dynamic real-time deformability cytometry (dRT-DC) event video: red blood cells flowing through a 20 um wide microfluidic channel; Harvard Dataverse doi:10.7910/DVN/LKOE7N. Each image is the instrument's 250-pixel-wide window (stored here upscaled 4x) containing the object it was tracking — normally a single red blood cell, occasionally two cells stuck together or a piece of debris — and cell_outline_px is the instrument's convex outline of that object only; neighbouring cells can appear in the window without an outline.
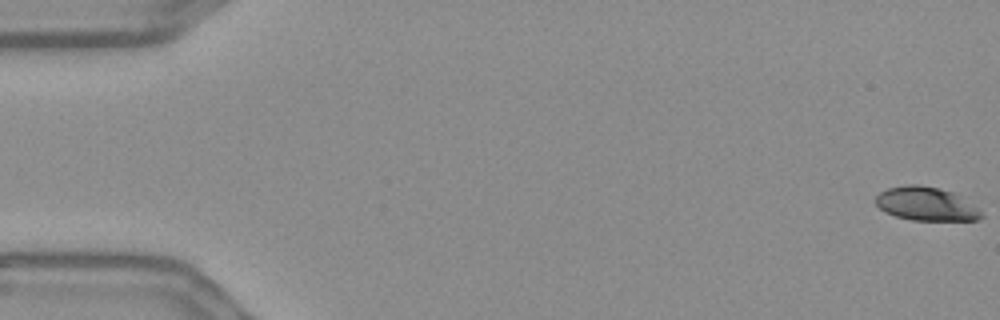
{"species": "Egyptian fruit bat (a non-hibernating species)", "species_latin": "Rousettus aegyptiacus", "temperature_condition": "warm", "stored_images_in_passage": 57, "camera_frame_rate_fps": 3000, "um_per_image_px": 0.085, "frame": {"image": 1, "passage_image": 1, "time_ms": 0.0, "image_size_px": [1000, 320], "cell_outline_px": [[984, 216], [976, 220], [912, 220], [896, 216], [884, 212], [876, 204], [876, 196], [880, 192], [888, 188], [904, 184], [920, 184], [940, 188], [952, 192], [980, 208]], "centroid_in_image_um": [78.73, 17.32], "position_along_channel_um": 6.3, "area_um2": 20.81}}
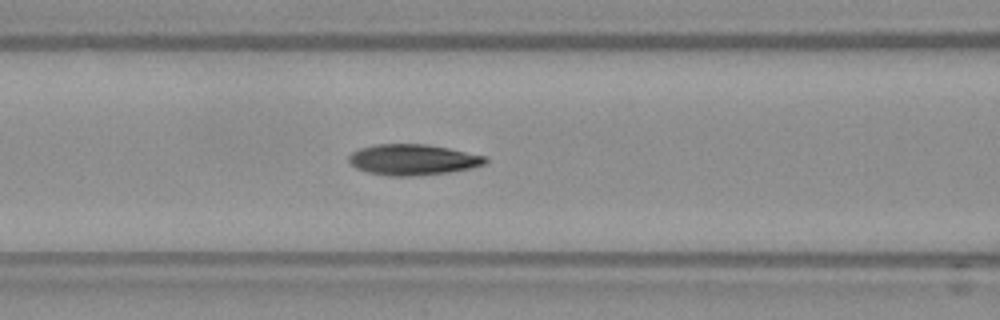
{"frame": {"image": 2, "passage_image": 24, "time_ms": 7.667, "image_size_px": [1000, 320], "cell_outline_px": [[488, 160], [484, 164], [472, 168], [448, 172], [420, 176], [388, 176], [368, 172], [356, 168], [348, 164], [348, 156], [352, 152], [360, 148], [376, 144], [428, 144], [488, 156]], "centroid_in_image_um": [35.09, 13.57], "position_along_channel_um": 131.5, "area_um2": 24.8}}
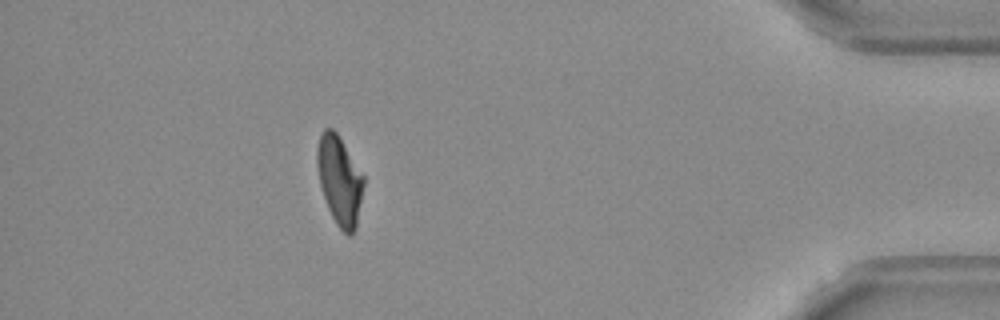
{"frame": {"image": 3, "passage_image": 51, "time_ms": 16.667, "image_size_px": [1000, 320], "cell_outline_px": [[364, 184], [356, 228], [352, 236], [348, 236], [336, 224], [328, 208], [320, 184], [316, 164], [316, 148], [320, 136], [324, 128], [332, 128], [336, 132], [364, 176]], "centroid_in_image_um": [28.86, 15.34], "position_along_channel_um": 406.3, "area_um2": 23.99}, "authors_computed_cell_mechanics": {"area_um2": 24.1604, "velocity_mm_per_s": 3.6392, "shape_relaxation_time_tau1_ms": 10.0861, "shape_relaxation_time_tau2_ms": 6.0073, "deformation_change_tau1": 0.2605, "deformation_change_tau2": 0.0855}}